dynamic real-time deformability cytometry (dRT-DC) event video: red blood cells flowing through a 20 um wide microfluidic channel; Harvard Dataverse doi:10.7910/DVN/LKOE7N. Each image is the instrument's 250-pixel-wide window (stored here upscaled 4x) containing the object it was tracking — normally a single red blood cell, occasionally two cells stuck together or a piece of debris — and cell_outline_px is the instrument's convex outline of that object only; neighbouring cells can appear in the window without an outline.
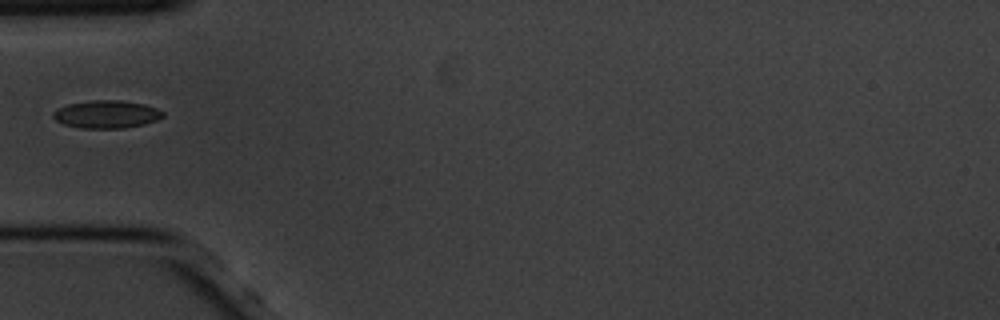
{"species": "common noctule bat (a hibernating species)", "species_latin": "Nyctalus noctula", "temperature_condition": "cold", "stored_images_in_passage": 40, "camera_frame_rate_fps": 3000, "um_per_image_px": 0.085, "animal": {"sex": "male", "body_mass_g": 20.1, "forearm_length_mm": 53.5}, "frame": {"image": 1, "passage_image": 1, "time_ms": 0.0, "image_size_px": [1000, 320], "cell_outline_px": [[164, 116], [156, 120], [144, 124], [124, 128], [80, 128], [64, 124], [56, 120], [52, 116], [52, 112], [56, 108], [68, 104], [92, 100], [120, 100], [144, 104], [156, 108], [164, 112]], "centroid_in_image_um": [9.03, 9.71], "position_along_channel_um": 76.0, "area_um2": 17.8}}
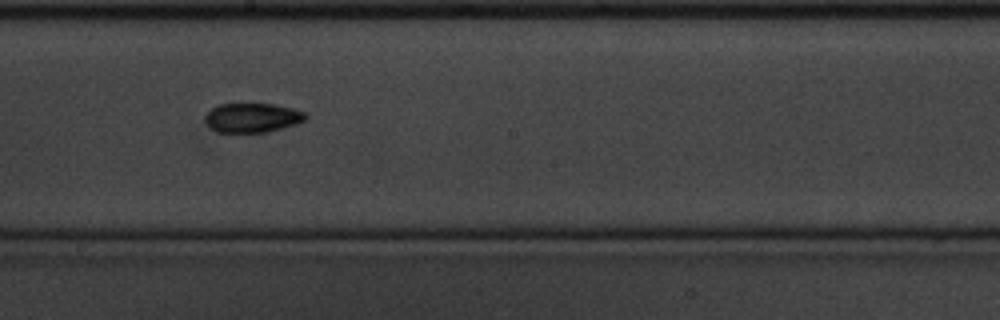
{"frame": {"image": 2, "passage_image": 14, "time_ms": 4.333, "image_size_px": [1000, 320], "cell_outline_px": [[308, 116], [304, 120], [296, 124], [268, 132], [216, 132], [204, 120], [204, 116], [212, 108], [220, 104], [272, 104], [292, 108], [304, 112]], "centroid_in_image_um": [21.44, 10.01], "position_along_channel_um": 226.8, "area_um2": 17.05}}
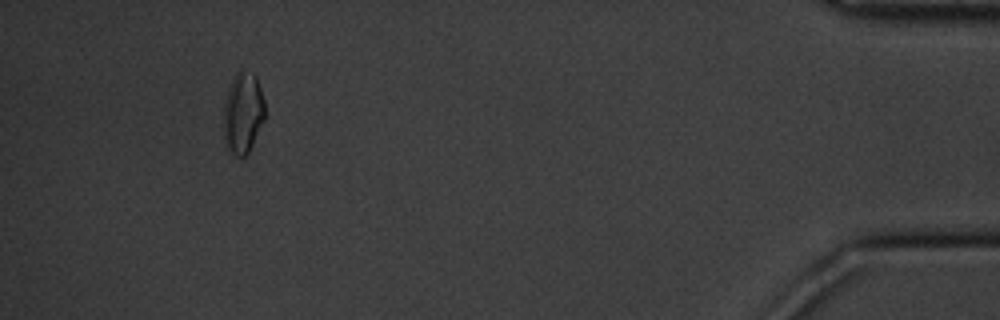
{"frame": {"image": 3, "passage_image": 36, "time_ms": 11.667, "image_size_px": [1000, 320], "cell_outline_px": [[264, 120], [248, 152], [244, 156], [236, 156], [228, 148], [224, 124], [224, 100], [232, 76], [240, 68], [252, 72], [256, 76], [264, 100]], "centroid_in_image_um": [20.65, 9.5], "position_along_channel_um": 414.5, "area_um2": 19.36}}